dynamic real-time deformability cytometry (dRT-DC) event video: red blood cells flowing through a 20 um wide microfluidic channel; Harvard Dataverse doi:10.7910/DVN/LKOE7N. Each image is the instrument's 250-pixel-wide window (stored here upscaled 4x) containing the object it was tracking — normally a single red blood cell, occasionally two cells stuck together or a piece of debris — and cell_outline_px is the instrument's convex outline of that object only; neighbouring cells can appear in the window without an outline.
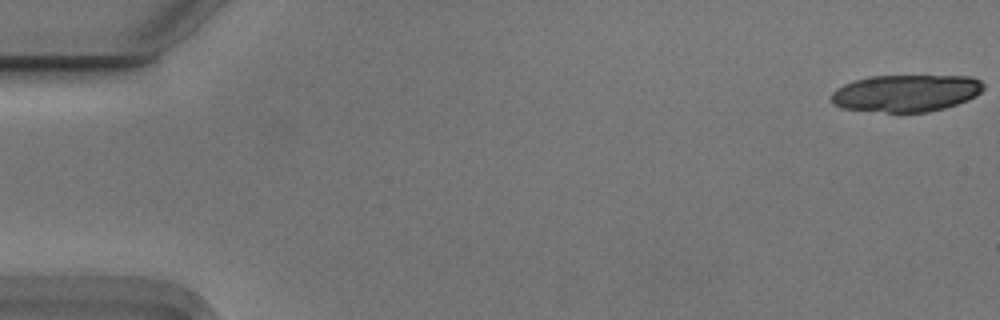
{"species": "Egyptian fruit bat (a non-hibernating species)", "species_latin": "Rousettus aegyptiacus", "temperature_condition": "cold", "stored_images_in_passage": 17, "camera_frame_rate_fps": 3000, "um_per_image_px": 0.085, "animal": {"sex": "male"}, "frame": {"image": 1, "passage_image": 1, "time_ms": 0.0, "image_size_px": [1000, 320], "cell_outline_px": [[984, 88], [976, 96], [968, 100], [944, 108], [928, 112], [888, 112], [840, 108], [832, 104], [832, 92], [836, 88], [852, 80], [868, 76], [972, 76], [980, 80], [984, 84]], "centroid_in_image_um": [77.0, 7.91], "position_along_channel_um": 8.0, "area_um2": 33.06}}